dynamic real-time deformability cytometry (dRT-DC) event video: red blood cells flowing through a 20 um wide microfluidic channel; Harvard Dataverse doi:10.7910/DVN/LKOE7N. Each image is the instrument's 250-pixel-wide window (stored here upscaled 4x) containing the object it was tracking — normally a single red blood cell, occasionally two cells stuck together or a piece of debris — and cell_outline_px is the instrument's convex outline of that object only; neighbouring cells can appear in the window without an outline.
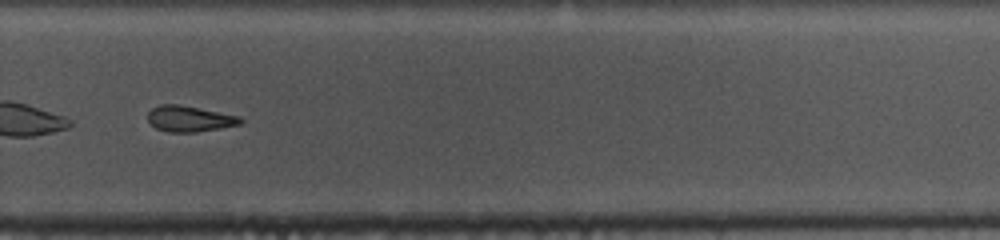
{"species": "common noctule bat (a hibernating species)", "species_latin": "Nyctalus noctula", "temperature_condition": "cold", "stored_images_in_passage": 52, "segment_of_instrument_passage": [2, 2], "camera_frame_rate_fps": 3000, "um_per_image_px": 0.085, "animal": {"sex": "female", "body_mass_g": 10.0, "forearm_length_mm": 53.1}, "frame": {"image": 1, "passage_image": 35, "time_ms": 11.333, "image_size_px": [1000, 240], "cell_outline_px": [[244, 120], [240, 124], [220, 128], [196, 132], [168, 132], [156, 128], [148, 120], [148, 112], [152, 108], [160, 104], [176, 104], [240, 116]], "centroid_in_image_um": [16.1, 10.1], "position_along_channel_um": 313.7, "area_um2": 13.81}}